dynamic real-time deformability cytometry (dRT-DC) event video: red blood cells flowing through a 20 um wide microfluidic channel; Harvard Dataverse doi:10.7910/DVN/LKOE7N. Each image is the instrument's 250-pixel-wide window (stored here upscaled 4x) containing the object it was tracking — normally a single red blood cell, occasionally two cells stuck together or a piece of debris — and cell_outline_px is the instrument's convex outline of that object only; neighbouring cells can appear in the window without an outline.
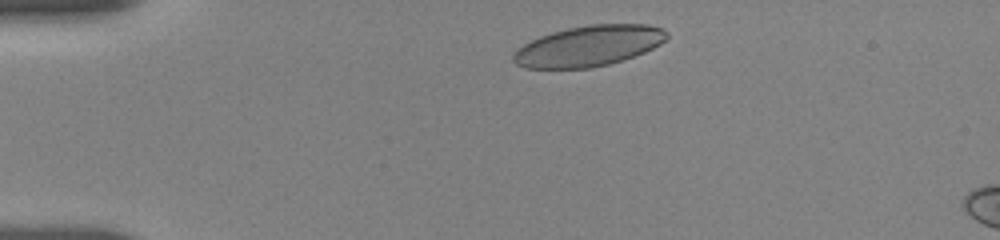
{"species": "human", "species_latin": "Homo sapiens", "temperature_condition": "room temperature", "stored_images_in_passage": 5, "camera_frame_rate_fps": 3000, "um_per_image_px": 0.085, "donor": {"sex": "female"}, "frame": {"image": 1, "passage_image": 1, "time_ms": 0.0, "image_size_px": [1000, 240], "cell_outline_px": [[668, 36], [660, 44], [644, 52], [608, 64], [592, 68], [524, 68], [516, 64], [512, 60], [512, 56], [524, 44], [540, 36], [552, 32], [568, 28], [588, 24], [648, 24], [664, 28], [668, 32]], "centroid_in_image_um": [50.05, 3.9], "position_along_channel_um": 34.9, "area_um2": 36.18}}